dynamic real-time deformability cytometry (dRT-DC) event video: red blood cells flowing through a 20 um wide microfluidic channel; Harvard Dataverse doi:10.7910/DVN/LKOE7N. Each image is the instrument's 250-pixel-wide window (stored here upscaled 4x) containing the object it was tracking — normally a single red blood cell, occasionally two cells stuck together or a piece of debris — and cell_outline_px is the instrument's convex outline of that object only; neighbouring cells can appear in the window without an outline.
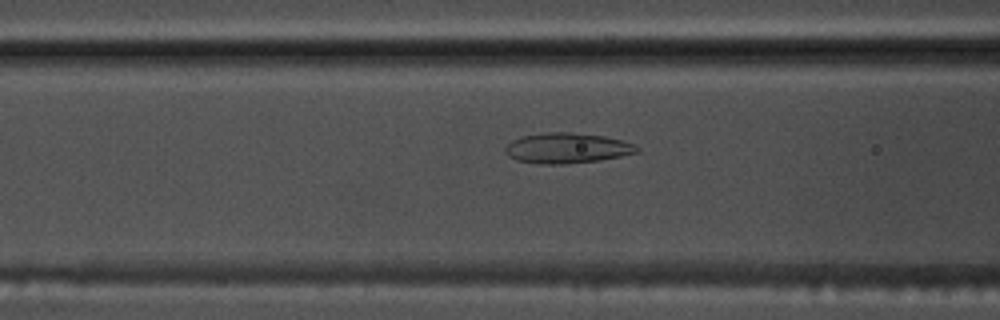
{"species": "common noctule bat (a hibernating species)", "species_latin": "Nyctalus noctula", "temperature_condition": "warm", "stored_images_in_passage": 55, "camera_frame_rate_fps": 3000, "um_per_image_px": 0.085, "animal": {"sex": "male", "body_mass_g": 17.5, "forearm_length_mm": 52.3}, "frame": {"image": 1, "passage_image": 22, "time_ms": 7.0, "image_size_px": [1000, 320], "cell_outline_px": [[640, 152], [600, 160], [564, 164], [540, 164], [516, 160], [508, 156], [504, 152], [504, 148], [512, 140], [524, 136], [544, 132], [572, 132], [604, 136], [620, 140], [632, 144], [640, 148]], "centroid_in_image_um": [48.17, 12.59], "position_along_channel_um": 118.4, "area_um2": 23.29}}
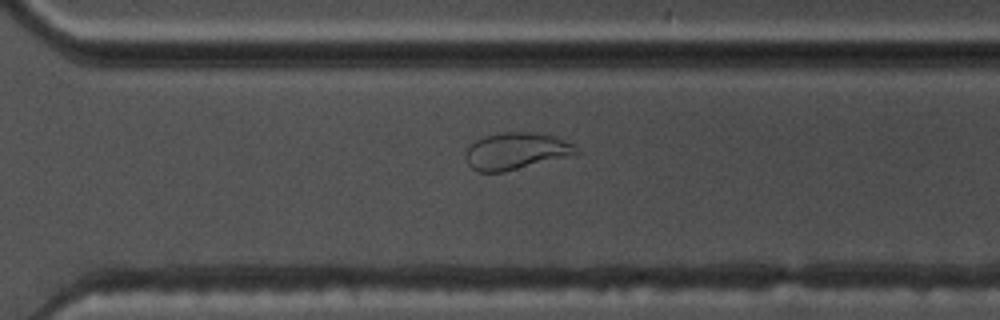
{"frame": {"image": 2, "passage_image": 39, "time_ms": 12.667, "image_size_px": [1000, 320], "cell_outline_px": [[580, 152], [504, 172], [476, 172], [468, 164], [464, 156], [464, 152], [476, 140], [484, 136], [504, 132], [532, 132], [556, 136], [572, 144]], "centroid_in_image_um": [43.79, 12.83], "position_along_channel_um": 326.8, "area_um2": 23.41}}
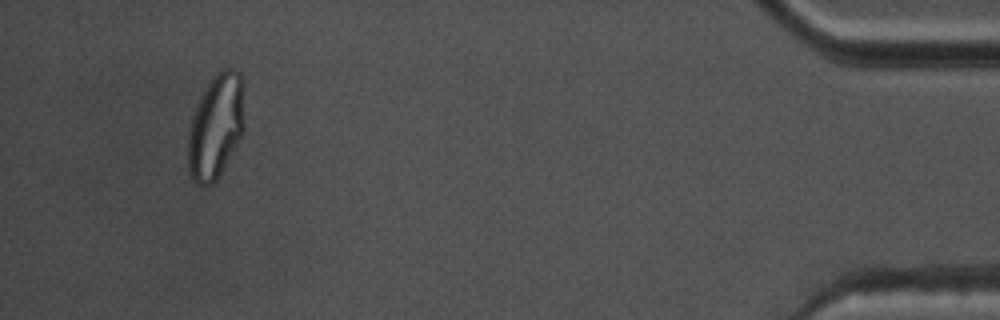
{"frame": {"image": 3, "passage_image": 52, "time_ms": 17.0, "image_size_px": [1000, 320], "cell_outline_px": [[244, 132], [216, 180], [212, 184], [196, 184], [192, 180], [188, 172], [188, 132], [192, 116], [200, 96], [212, 76], [220, 68], [232, 68], [240, 72], [244, 84]], "centroid_in_image_um": [18.36, 10.69], "position_along_channel_um": 416.8, "area_um2": 34.91}, "authors_computed_cell_mechanics": {"area_um2": 27.2238, "velocity_mm_per_s": 3.6839, "shape_relaxation_time_tau1_ms": null, "shape_relaxation_time_tau2_ms": 1.3522, "deformation_change_tau1": null, "deformation_change_tau2": 0.0783}}